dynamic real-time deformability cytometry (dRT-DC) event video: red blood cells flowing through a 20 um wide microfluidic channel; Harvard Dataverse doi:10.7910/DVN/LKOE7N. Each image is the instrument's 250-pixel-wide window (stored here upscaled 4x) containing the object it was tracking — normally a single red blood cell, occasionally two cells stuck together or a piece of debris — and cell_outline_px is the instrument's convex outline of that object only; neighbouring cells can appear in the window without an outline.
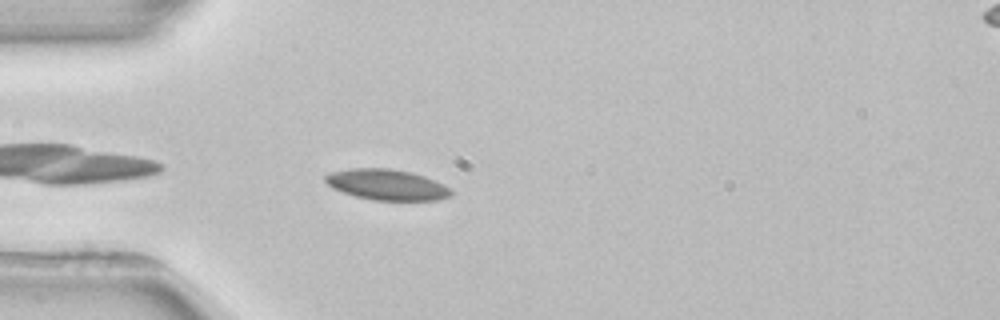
{"species": "common noctule bat (a hibernating species)", "species_latin": "Nyctalus noctula", "temperature_condition": "room temperature", "stored_images_in_passage": 3, "camera_frame_rate_fps": 3000, "um_per_image_px": 0.085, "animal": {"sex": "female", "body_mass_g": 22.7, "forearm_length_mm": 54.2}, "frame": {"image": 1, "passage_image": 3, "time_ms": 2.667, "image_size_px": [1000, 320], "cell_outline_px": [[452, 196], [436, 200], [372, 200], [356, 196], [332, 188], [324, 180], [324, 176], [328, 172], [348, 168], [392, 168], [412, 172], [424, 176], [444, 184], [452, 192]], "centroid_in_image_um": [32.85, 15.68], "position_along_channel_um": 52.1, "area_um2": 22.66}}